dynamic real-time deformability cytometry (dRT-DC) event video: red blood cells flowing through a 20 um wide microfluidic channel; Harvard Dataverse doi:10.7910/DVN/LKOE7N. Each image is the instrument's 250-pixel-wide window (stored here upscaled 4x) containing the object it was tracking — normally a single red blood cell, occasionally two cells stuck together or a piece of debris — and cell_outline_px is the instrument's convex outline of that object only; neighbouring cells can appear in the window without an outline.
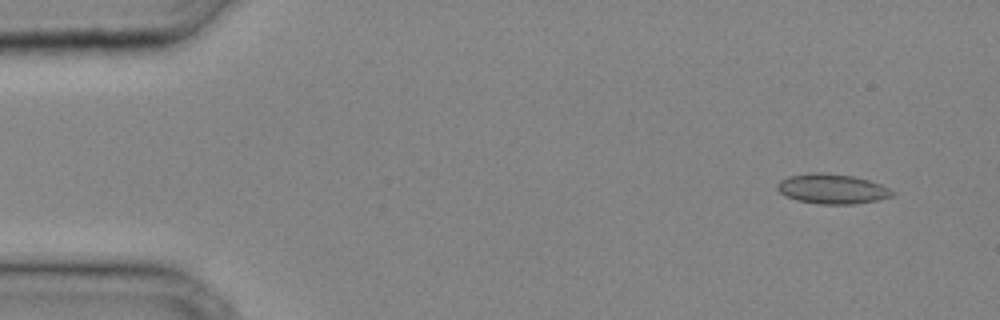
{"species": "common noctule bat (a hibernating species)", "species_latin": "Nyctalus noctula", "temperature_condition": "cold", "stored_images_in_passage": 34, "camera_frame_rate_fps": 3000, "um_per_image_px": 0.085, "animal": {"sex": "male", "body_mass_g": 20.4}, "frame": {"image": 1, "passage_image": 3, "time_ms": 0.667, "image_size_px": [1000, 320], "cell_outline_px": [[896, 192], [892, 196], [876, 200], [856, 204], [816, 204], [796, 200], [784, 196], [776, 188], [776, 184], [780, 180], [788, 176], [812, 172], [820, 172], [852, 176], [868, 180], [880, 184]], "centroid_in_image_um": [70.68, 16.06], "position_along_channel_um": 14.3, "area_um2": 20.11}}
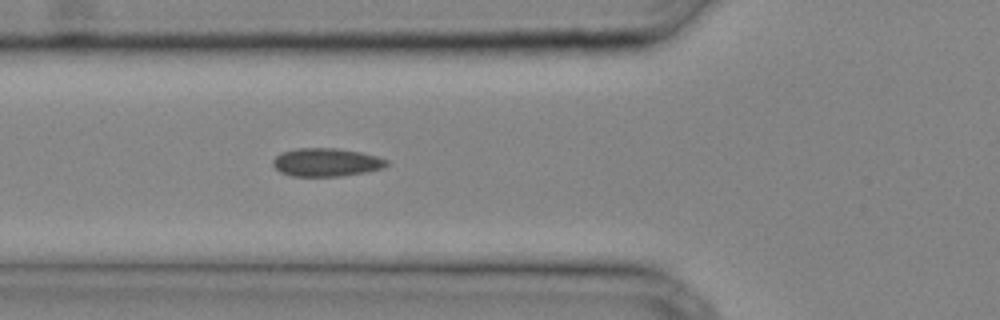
{"frame": {"image": 2, "passage_image": 13, "time_ms": 4.0, "image_size_px": [1000, 320], "cell_outline_px": [[388, 164], [380, 168], [364, 172], [340, 176], [292, 176], [280, 172], [272, 164], [272, 160], [280, 152], [296, 148], [336, 148], [360, 152], [376, 156], [388, 160]], "centroid_in_image_um": [27.68, 13.79], "position_along_channel_um": 98.1, "area_um2": 18.61}}
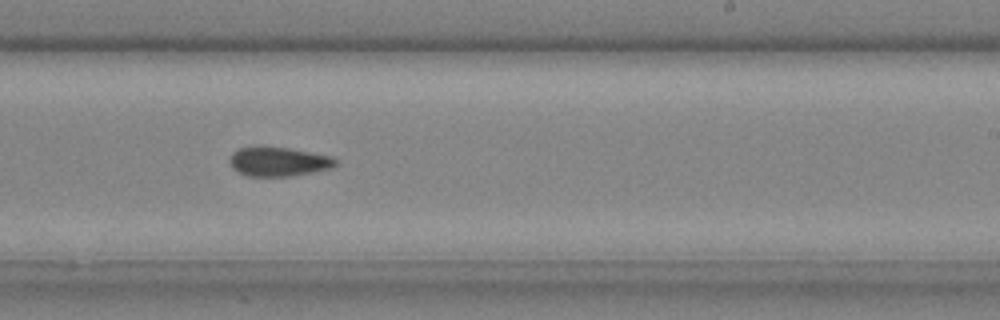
{"frame": {"image": 3, "passage_image": 22, "time_ms": 7.0, "image_size_px": [1000, 320], "cell_outline_px": [[340, 164], [332, 168], [292, 176], [248, 176], [232, 168], [228, 160], [232, 152], [240, 148], [256, 144], [288, 148], [332, 156]], "centroid_in_image_um": [23.65, 13.71], "position_along_channel_um": 265.3, "area_um2": 18.5}}